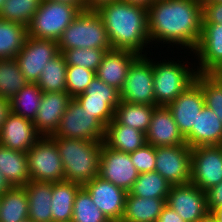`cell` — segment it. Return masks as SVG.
<instances>
[{"mask_svg": "<svg viewBox=\"0 0 222 222\" xmlns=\"http://www.w3.org/2000/svg\"><path fill=\"white\" fill-rule=\"evenodd\" d=\"M184 138L191 148L222 145V122L211 109L204 106L198 113L196 125Z\"/></svg>", "mask_w": 222, "mask_h": 222, "instance_id": "22", "label": "cell"}, {"mask_svg": "<svg viewBox=\"0 0 222 222\" xmlns=\"http://www.w3.org/2000/svg\"><path fill=\"white\" fill-rule=\"evenodd\" d=\"M99 176L129 192L139 172L131 161L130 153L111 149L102 142Z\"/></svg>", "mask_w": 222, "mask_h": 222, "instance_id": "14", "label": "cell"}, {"mask_svg": "<svg viewBox=\"0 0 222 222\" xmlns=\"http://www.w3.org/2000/svg\"><path fill=\"white\" fill-rule=\"evenodd\" d=\"M220 182H222V145L192 148L191 183L206 192Z\"/></svg>", "mask_w": 222, "mask_h": 222, "instance_id": "12", "label": "cell"}, {"mask_svg": "<svg viewBox=\"0 0 222 222\" xmlns=\"http://www.w3.org/2000/svg\"><path fill=\"white\" fill-rule=\"evenodd\" d=\"M9 112H10L9 100L0 97V130Z\"/></svg>", "mask_w": 222, "mask_h": 222, "instance_id": "46", "label": "cell"}, {"mask_svg": "<svg viewBox=\"0 0 222 222\" xmlns=\"http://www.w3.org/2000/svg\"><path fill=\"white\" fill-rule=\"evenodd\" d=\"M210 213L217 222H222V206L213 209Z\"/></svg>", "mask_w": 222, "mask_h": 222, "instance_id": "51", "label": "cell"}, {"mask_svg": "<svg viewBox=\"0 0 222 222\" xmlns=\"http://www.w3.org/2000/svg\"><path fill=\"white\" fill-rule=\"evenodd\" d=\"M157 222H185L175 210L171 209L168 205L162 208L161 214Z\"/></svg>", "mask_w": 222, "mask_h": 222, "instance_id": "45", "label": "cell"}, {"mask_svg": "<svg viewBox=\"0 0 222 222\" xmlns=\"http://www.w3.org/2000/svg\"><path fill=\"white\" fill-rule=\"evenodd\" d=\"M53 135L61 138L103 142L105 128L73 98Z\"/></svg>", "mask_w": 222, "mask_h": 222, "instance_id": "8", "label": "cell"}, {"mask_svg": "<svg viewBox=\"0 0 222 222\" xmlns=\"http://www.w3.org/2000/svg\"><path fill=\"white\" fill-rule=\"evenodd\" d=\"M76 101L105 128L113 119L115 110L105 99L89 98L85 93L78 95Z\"/></svg>", "mask_w": 222, "mask_h": 222, "instance_id": "40", "label": "cell"}, {"mask_svg": "<svg viewBox=\"0 0 222 222\" xmlns=\"http://www.w3.org/2000/svg\"><path fill=\"white\" fill-rule=\"evenodd\" d=\"M146 134L147 144L154 147L186 144L167 106H157Z\"/></svg>", "mask_w": 222, "mask_h": 222, "instance_id": "20", "label": "cell"}, {"mask_svg": "<svg viewBox=\"0 0 222 222\" xmlns=\"http://www.w3.org/2000/svg\"><path fill=\"white\" fill-rule=\"evenodd\" d=\"M42 90L37 83H27L9 102L10 111L32 122L36 119Z\"/></svg>", "mask_w": 222, "mask_h": 222, "instance_id": "31", "label": "cell"}, {"mask_svg": "<svg viewBox=\"0 0 222 222\" xmlns=\"http://www.w3.org/2000/svg\"><path fill=\"white\" fill-rule=\"evenodd\" d=\"M123 1L130 4L140 5L145 8H148L153 2V0H123Z\"/></svg>", "mask_w": 222, "mask_h": 222, "instance_id": "50", "label": "cell"}, {"mask_svg": "<svg viewBox=\"0 0 222 222\" xmlns=\"http://www.w3.org/2000/svg\"><path fill=\"white\" fill-rule=\"evenodd\" d=\"M28 196L24 187H11L0 195V222H22L28 219Z\"/></svg>", "mask_w": 222, "mask_h": 222, "instance_id": "28", "label": "cell"}, {"mask_svg": "<svg viewBox=\"0 0 222 222\" xmlns=\"http://www.w3.org/2000/svg\"><path fill=\"white\" fill-rule=\"evenodd\" d=\"M0 172L11 187H24L30 181L26 153L0 144Z\"/></svg>", "mask_w": 222, "mask_h": 222, "instance_id": "25", "label": "cell"}, {"mask_svg": "<svg viewBox=\"0 0 222 222\" xmlns=\"http://www.w3.org/2000/svg\"><path fill=\"white\" fill-rule=\"evenodd\" d=\"M206 196H207V207L209 212H211L213 209L219 206H222V182L207 190Z\"/></svg>", "mask_w": 222, "mask_h": 222, "instance_id": "44", "label": "cell"}, {"mask_svg": "<svg viewBox=\"0 0 222 222\" xmlns=\"http://www.w3.org/2000/svg\"><path fill=\"white\" fill-rule=\"evenodd\" d=\"M71 222H111L82 187L76 194Z\"/></svg>", "mask_w": 222, "mask_h": 222, "instance_id": "36", "label": "cell"}, {"mask_svg": "<svg viewBox=\"0 0 222 222\" xmlns=\"http://www.w3.org/2000/svg\"><path fill=\"white\" fill-rule=\"evenodd\" d=\"M24 188L28 196V219L34 222H53L52 182L30 180Z\"/></svg>", "mask_w": 222, "mask_h": 222, "instance_id": "23", "label": "cell"}, {"mask_svg": "<svg viewBox=\"0 0 222 222\" xmlns=\"http://www.w3.org/2000/svg\"><path fill=\"white\" fill-rule=\"evenodd\" d=\"M191 152L187 144L155 147V169L170 185L191 182Z\"/></svg>", "mask_w": 222, "mask_h": 222, "instance_id": "10", "label": "cell"}, {"mask_svg": "<svg viewBox=\"0 0 222 222\" xmlns=\"http://www.w3.org/2000/svg\"><path fill=\"white\" fill-rule=\"evenodd\" d=\"M193 52L200 61L197 73L222 70V24H202L201 37Z\"/></svg>", "mask_w": 222, "mask_h": 222, "instance_id": "17", "label": "cell"}, {"mask_svg": "<svg viewBox=\"0 0 222 222\" xmlns=\"http://www.w3.org/2000/svg\"><path fill=\"white\" fill-rule=\"evenodd\" d=\"M157 106L147 104L129 103L121 100L114 112V119L122 125L131 126L146 133L154 109Z\"/></svg>", "mask_w": 222, "mask_h": 222, "instance_id": "29", "label": "cell"}, {"mask_svg": "<svg viewBox=\"0 0 222 222\" xmlns=\"http://www.w3.org/2000/svg\"><path fill=\"white\" fill-rule=\"evenodd\" d=\"M222 82V70L213 73Z\"/></svg>", "mask_w": 222, "mask_h": 222, "instance_id": "53", "label": "cell"}, {"mask_svg": "<svg viewBox=\"0 0 222 222\" xmlns=\"http://www.w3.org/2000/svg\"><path fill=\"white\" fill-rule=\"evenodd\" d=\"M50 137L58 148L66 181L83 185L99 176L102 141Z\"/></svg>", "mask_w": 222, "mask_h": 222, "instance_id": "3", "label": "cell"}, {"mask_svg": "<svg viewBox=\"0 0 222 222\" xmlns=\"http://www.w3.org/2000/svg\"><path fill=\"white\" fill-rule=\"evenodd\" d=\"M206 1H211V2H222V0H206Z\"/></svg>", "mask_w": 222, "mask_h": 222, "instance_id": "55", "label": "cell"}, {"mask_svg": "<svg viewBox=\"0 0 222 222\" xmlns=\"http://www.w3.org/2000/svg\"><path fill=\"white\" fill-rule=\"evenodd\" d=\"M59 53L57 41L27 36L15 59L25 79L29 83H37L45 65Z\"/></svg>", "mask_w": 222, "mask_h": 222, "instance_id": "11", "label": "cell"}, {"mask_svg": "<svg viewBox=\"0 0 222 222\" xmlns=\"http://www.w3.org/2000/svg\"><path fill=\"white\" fill-rule=\"evenodd\" d=\"M30 180L60 182L65 180L62 160L50 136H41L26 152Z\"/></svg>", "mask_w": 222, "mask_h": 222, "instance_id": "7", "label": "cell"}, {"mask_svg": "<svg viewBox=\"0 0 222 222\" xmlns=\"http://www.w3.org/2000/svg\"><path fill=\"white\" fill-rule=\"evenodd\" d=\"M103 143L111 149L131 153L143 147L147 142L145 133L131 126L119 124L113 119L105 127Z\"/></svg>", "mask_w": 222, "mask_h": 222, "instance_id": "24", "label": "cell"}, {"mask_svg": "<svg viewBox=\"0 0 222 222\" xmlns=\"http://www.w3.org/2000/svg\"><path fill=\"white\" fill-rule=\"evenodd\" d=\"M77 7L80 11L86 10L83 0H49Z\"/></svg>", "mask_w": 222, "mask_h": 222, "instance_id": "48", "label": "cell"}, {"mask_svg": "<svg viewBox=\"0 0 222 222\" xmlns=\"http://www.w3.org/2000/svg\"><path fill=\"white\" fill-rule=\"evenodd\" d=\"M27 36L24 25L0 19V59L15 58Z\"/></svg>", "mask_w": 222, "mask_h": 222, "instance_id": "30", "label": "cell"}, {"mask_svg": "<svg viewBox=\"0 0 222 222\" xmlns=\"http://www.w3.org/2000/svg\"><path fill=\"white\" fill-rule=\"evenodd\" d=\"M87 10H97L100 6L115 0H83Z\"/></svg>", "mask_w": 222, "mask_h": 222, "instance_id": "47", "label": "cell"}, {"mask_svg": "<svg viewBox=\"0 0 222 222\" xmlns=\"http://www.w3.org/2000/svg\"><path fill=\"white\" fill-rule=\"evenodd\" d=\"M84 93L89 98L105 99L114 110L121 102L120 90L117 88L107 85L98 77H95L89 86L86 88Z\"/></svg>", "mask_w": 222, "mask_h": 222, "instance_id": "41", "label": "cell"}, {"mask_svg": "<svg viewBox=\"0 0 222 222\" xmlns=\"http://www.w3.org/2000/svg\"><path fill=\"white\" fill-rule=\"evenodd\" d=\"M22 222H34V221H32V220H30V219H27V220L22 221Z\"/></svg>", "mask_w": 222, "mask_h": 222, "instance_id": "56", "label": "cell"}, {"mask_svg": "<svg viewBox=\"0 0 222 222\" xmlns=\"http://www.w3.org/2000/svg\"><path fill=\"white\" fill-rule=\"evenodd\" d=\"M204 106V96L200 88V73H197L195 81L167 105L183 137L191 131L192 126L196 125L198 113Z\"/></svg>", "mask_w": 222, "mask_h": 222, "instance_id": "15", "label": "cell"}, {"mask_svg": "<svg viewBox=\"0 0 222 222\" xmlns=\"http://www.w3.org/2000/svg\"><path fill=\"white\" fill-rule=\"evenodd\" d=\"M130 158L139 174L152 172L155 169L156 155L153 145L146 143L143 147L131 152Z\"/></svg>", "mask_w": 222, "mask_h": 222, "instance_id": "42", "label": "cell"}, {"mask_svg": "<svg viewBox=\"0 0 222 222\" xmlns=\"http://www.w3.org/2000/svg\"><path fill=\"white\" fill-rule=\"evenodd\" d=\"M200 88L205 106L222 122V82L213 73H200Z\"/></svg>", "mask_w": 222, "mask_h": 222, "instance_id": "37", "label": "cell"}, {"mask_svg": "<svg viewBox=\"0 0 222 222\" xmlns=\"http://www.w3.org/2000/svg\"><path fill=\"white\" fill-rule=\"evenodd\" d=\"M57 42L60 53L78 48L112 49L104 22L96 10L81 11Z\"/></svg>", "mask_w": 222, "mask_h": 222, "instance_id": "4", "label": "cell"}, {"mask_svg": "<svg viewBox=\"0 0 222 222\" xmlns=\"http://www.w3.org/2000/svg\"><path fill=\"white\" fill-rule=\"evenodd\" d=\"M170 61L152 62L155 106H167L195 81V67Z\"/></svg>", "mask_w": 222, "mask_h": 222, "instance_id": "5", "label": "cell"}, {"mask_svg": "<svg viewBox=\"0 0 222 222\" xmlns=\"http://www.w3.org/2000/svg\"><path fill=\"white\" fill-rule=\"evenodd\" d=\"M80 12L75 6L42 0L27 27L28 36L58 41Z\"/></svg>", "mask_w": 222, "mask_h": 222, "instance_id": "6", "label": "cell"}, {"mask_svg": "<svg viewBox=\"0 0 222 222\" xmlns=\"http://www.w3.org/2000/svg\"><path fill=\"white\" fill-rule=\"evenodd\" d=\"M28 81L15 58L0 59V97L11 100Z\"/></svg>", "mask_w": 222, "mask_h": 222, "instance_id": "33", "label": "cell"}, {"mask_svg": "<svg viewBox=\"0 0 222 222\" xmlns=\"http://www.w3.org/2000/svg\"><path fill=\"white\" fill-rule=\"evenodd\" d=\"M45 66L37 81L42 92H66L67 64L63 54L59 53Z\"/></svg>", "mask_w": 222, "mask_h": 222, "instance_id": "34", "label": "cell"}, {"mask_svg": "<svg viewBox=\"0 0 222 222\" xmlns=\"http://www.w3.org/2000/svg\"><path fill=\"white\" fill-rule=\"evenodd\" d=\"M95 77L96 73L90 69L79 66H67L66 92L72 98H76L84 93Z\"/></svg>", "mask_w": 222, "mask_h": 222, "instance_id": "39", "label": "cell"}, {"mask_svg": "<svg viewBox=\"0 0 222 222\" xmlns=\"http://www.w3.org/2000/svg\"><path fill=\"white\" fill-rule=\"evenodd\" d=\"M147 11L150 42L181 44L195 50L201 37L202 2L158 0L152 2Z\"/></svg>", "mask_w": 222, "mask_h": 222, "instance_id": "1", "label": "cell"}, {"mask_svg": "<svg viewBox=\"0 0 222 222\" xmlns=\"http://www.w3.org/2000/svg\"><path fill=\"white\" fill-rule=\"evenodd\" d=\"M197 222H217L216 219L211 215V213H209L207 216H205L204 218L200 219Z\"/></svg>", "mask_w": 222, "mask_h": 222, "instance_id": "52", "label": "cell"}, {"mask_svg": "<svg viewBox=\"0 0 222 222\" xmlns=\"http://www.w3.org/2000/svg\"><path fill=\"white\" fill-rule=\"evenodd\" d=\"M166 199L137 197L127 193L121 222H157Z\"/></svg>", "mask_w": 222, "mask_h": 222, "instance_id": "27", "label": "cell"}, {"mask_svg": "<svg viewBox=\"0 0 222 222\" xmlns=\"http://www.w3.org/2000/svg\"><path fill=\"white\" fill-rule=\"evenodd\" d=\"M107 50L95 48H78L65 50L62 54L65 57L67 66H79L96 72L101 64Z\"/></svg>", "mask_w": 222, "mask_h": 222, "instance_id": "38", "label": "cell"}, {"mask_svg": "<svg viewBox=\"0 0 222 222\" xmlns=\"http://www.w3.org/2000/svg\"><path fill=\"white\" fill-rule=\"evenodd\" d=\"M202 24H222V2H202Z\"/></svg>", "mask_w": 222, "mask_h": 222, "instance_id": "43", "label": "cell"}, {"mask_svg": "<svg viewBox=\"0 0 222 222\" xmlns=\"http://www.w3.org/2000/svg\"><path fill=\"white\" fill-rule=\"evenodd\" d=\"M120 97L124 102L155 106L152 58L140 55L131 64Z\"/></svg>", "mask_w": 222, "mask_h": 222, "instance_id": "9", "label": "cell"}, {"mask_svg": "<svg viewBox=\"0 0 222 222\" xmlns=\"http://www.w3.org/2000/svg\"><path fill=\"white\" fill-rule=\"evenodd\" d=\"M96 11L104 22L112 49L130 50L144 55V47L150 44L147 8L115 0Z\"/></svg>", "mask_w": 222, "mask_h": 222, "instance_id": "2", "label": "cell"}, {"mask_svg": "<svg viewBox=\"0 0 222 222\" xmlns=\"http://www.w3.org/2000/svg\"><path fill=\"white\" fill-rule=\"evenodd\" d=\"M171 186L159 173L152 171L139 174L128 193L137 197L167 199Z\"/></svg>", "mask_w": 222, "mask_h": 222, "instance_id": "32", "label": "cell"}, {"mask_svg": "<svg viewBox=\"0 0 222 222\" xmlns=\"http://www.w3.org/2000/svg\"><path fill=\"white\" fill-rule=\"evenodd\" d=\"M73 98L67 92H43L34 120L36 131L41 136H51Z\"/></svg>", "mask_w": 222, "mask_h": 222, "instance_id": "19", "label": "cell"}, {"mask_svg": "<svg viewBox=\"0 0 222 222\" xmlns=\"http://www.w3.org/2000/svg\"><path fill=\"white\" fill-rule=\"evenodd\" d=\"M82 185L71 181L52 182L51 212L53 222H71L73 205Z\"/></svg>", "mask_w": 222, "mask_h": 222, "instance_id": "26", "label": "cell"}, {"mask_svg": "<svg viewBox=\"0 0 222 222\" xmlns=\"http://www.w3.org/2000/svg\"><path fill=\"white\" fill-rule=\"evenodd\" d=\"M136 52L123 49L106 51L96 70V77L107 85L121 90L131 64L139 57Z\"/></svg>", "mask_w": 222, "mask_h": 222, "instance_id": "21", "label": "cell"}, {"mask_svg": "<svg viewBox=\"0 0 222 222\" xmlns=\"http://www.w3.org/2000/svg\"><path fill=\"white\" fill-rule=\"evenodd\" d=\"M5 0H0V10L2 8V6L4 5Z\"/></svg>", "mask_w": 222, "mask_h": 222, "instance_id": "54", "label": "cell"}, {"mask_svg": "<svg viewBox=\"0 0 222 222\" xmlns=\"http://www.w3.org/2000/svg\"><path fill=\"white\" fill-rule=\"evenodd\" d=\"M166 205L175 210L185 222H197L210 213L206 192L191 182L171 186Z\"/></svg>", "mask_w": 222, "mask_h": 222, "instance_id": "13", "label": "cell"}, {"mask_svg": "<svg viewBox=\"0 0 222 222\" xmlns=\"http://www.w3.org/2000/svg\"><path fill=\"white\" fill-rule=\"evenodd\" d=\"M82 187L90 194L92 201L111 222H121L128 192L100 176L86 182Z\"/></svg>", "mask_w": 222, "mask_h": 222, "instance_id": "16", "label": "cell"}, {"mask_svg": "<svg viewBox=\"0 0 222 222\" xmlns=\"http://www.w3.org/2000/svg\"><path fill=\"white\" fill-rule=\"evenodd\" d=\"M41 135L32 121L9 112L0 130V144L13 150L27 152Z\"/></svg>", "mask_w": 222, "mask_h": 222, "instance_id": "18", "label": "cell"}, {"mask_svg": "<svg viewBox=\"0 0 222 222\" xmlns=\"http://www.w3.org/2000/svg\"><path fill=\"white\" fill-rule=\"evenodd\" d=\"M11 188L8 181L4 178V176L0 172V195L5 193L7 190Z\"/></svg>", "mask_w": 222, "mask_h": 222, "instance_id": "49", "label": "cell"}, {"mask_svg": "<svg viewBox=\"0 0 222 222\" xmlns=\"http://www.w3.org/2000/svg\"><path fill=\"white\" fill-rule=\"evenodd\" d=\"M42 0H5L0 19L28 27Z\"/></svg>", "mask_w": 222, "mask_h": 222, "instance_id": "35", "label": "cell"}]
</instances>
